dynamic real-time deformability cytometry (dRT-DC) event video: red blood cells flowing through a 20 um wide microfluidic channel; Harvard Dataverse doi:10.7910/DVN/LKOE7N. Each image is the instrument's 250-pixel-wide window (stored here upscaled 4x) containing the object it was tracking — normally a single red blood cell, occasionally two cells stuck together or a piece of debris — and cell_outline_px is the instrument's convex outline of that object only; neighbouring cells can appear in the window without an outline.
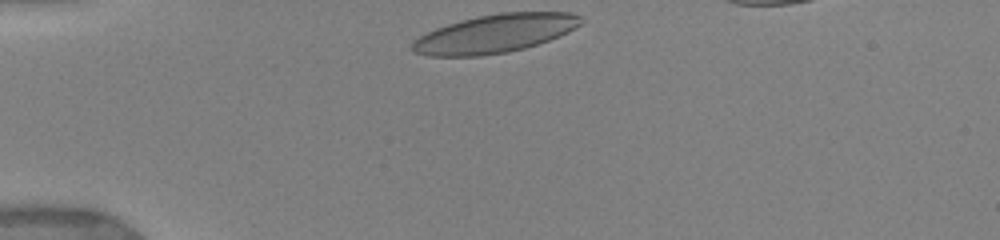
{"species": "human", "species_latin": "Homo sapiens", "temperature_condition": "warm", "stored_images_in_passage": 22, "camera_frame_rate_fps": 3000, "um_per_image_px": 0.085, "donor": {"sex": "female"}, "frame": {"image": 1, "passage_image": 1, "time_ms": 0.0, "image_size_px": [1000, 240], "cell_outline_px": [[584, 20], [576, 28], [568, 32], [548, 40], [524, 48], [508, 52], [480, 56], [428, 56], [416, 52], [412, 48], [412, 44], [420, 36], [436, 28], [460, 20], [500, 12], [568, 12], [580, 16]], "centroid_in_image_um": [42.1, 2.85], "position_along_channel_um": 42.9, "area_um2": 37.4}}
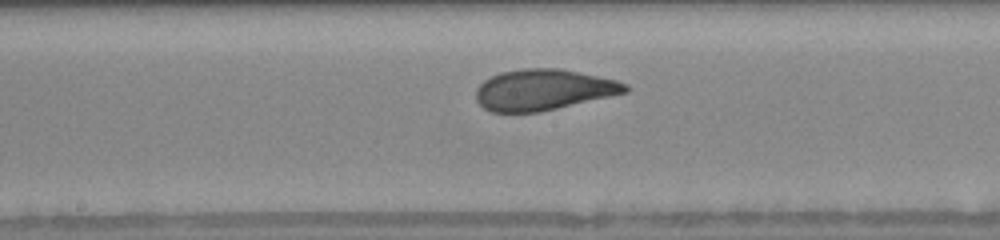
{"frame": {"image": 2, "passage_image": 11, "time_ms": 5.0, "image_size_px": [1000, 240], "cell_outline_px": [[628, 92], [540, 112], [492, 112], [484, 108], [476, 100], [476, 88], [484, 80], [500, 72], [524, 68], [560, 68], [616, 80], [628, 84]], "centroid_in_image_um": [46.17, 7.63], "position_along_channel_um": 202.0, "area_um2": 35.55}}
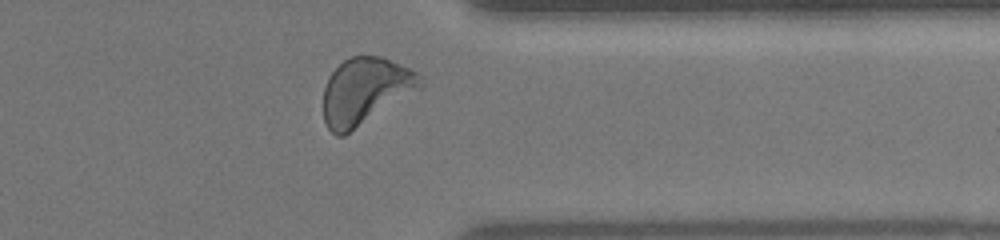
{"frame": {"image": 3, "passage_image": 20, "time_ms": 9.667, "image_size_px": [1000, 240], "cell_outline_px": [[424, 84], [420, 88], [344, 136], [336, 136], [328, 128], [324, 120], [324, 88], [328, 76], [344, 60], [352, 56], [380, 56], [400, 64], [416, 72], [424, 80]], "centroid_in_image_um": [31.03, 7.74], "position_along_channel_um": 380.4, "area_um2": 37.22}, "authors_computed_cell_mechanics": {"area_um2": 35.5181, "velocity_mm_per_s": 3.8805, "shape_relaxation_time_tau1_ms": 4.0378, "shape_relaxation_time_tau2_ms": 0.9428, "deformation_change_tau1": 0.1607, "deformation_change_tau2": 0.0735}}